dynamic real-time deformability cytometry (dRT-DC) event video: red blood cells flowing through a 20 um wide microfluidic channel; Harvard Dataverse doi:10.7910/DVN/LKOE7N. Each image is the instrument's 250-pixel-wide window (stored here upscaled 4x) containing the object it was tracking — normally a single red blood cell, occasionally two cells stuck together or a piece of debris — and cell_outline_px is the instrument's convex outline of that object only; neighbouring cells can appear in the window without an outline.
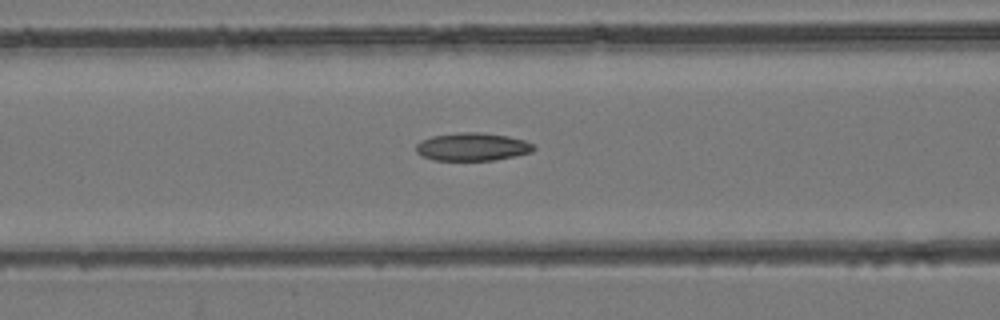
{"species": "common noctule bat (a hibernating species)", "species_latin": "Nyctalus noctula", "temperature_condition": "room temperature", "stored_images_in_passage": 40, "camera_frame_rate_fps": 3000, "um_per_image_px": 0.085, "animal": {"sex": "female", "body_mass_g": 24.6, "forearm_length_mm": 56.2}, "frame": {"image": 1, "passage_image": 13, "time_ms": 4.0, "image_size_px": [1000, 320], "cell_outline_px": [[532, 148], [524, 152], [508, 156], [488, 160], [440, 160], [428, 156], [420, 152], [420, 144], [428, 140], [440, 136], [500, 136], [520, 140], [528, 144]], "centroid_in_image_um": [40.15, 12.55], "position_along_channel_um": 126.4, "area_um2": 15.9}}
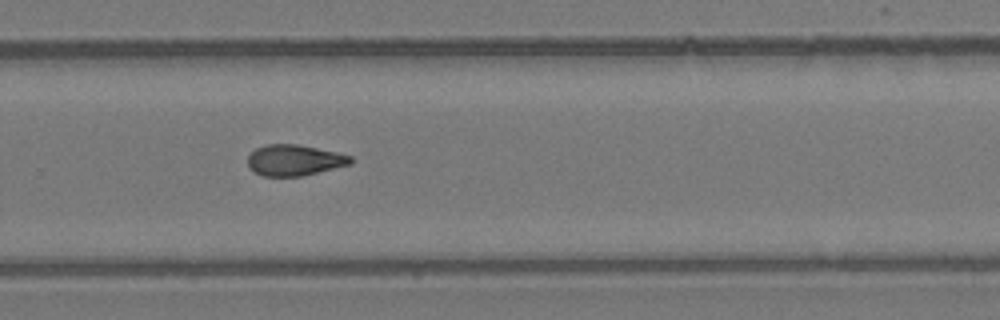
{"frame": {"image": 2, "passage_image": 25, "time_ms": 8.0, "image_size_px": [1000, 320], "cell_outline_px": [[352, 160], [344, 164], [312, 172], [292, 176], [272, 176], [256, 172], [248, 164], [248, 160], [252, 152], [260, 148], [276, 144], [284, 144], [312, 148], [348, 156]], "centroid_in_image_um": [24.91, 13.62], "position_along_channel_um": 304.9, "area_um2": 16.59}}
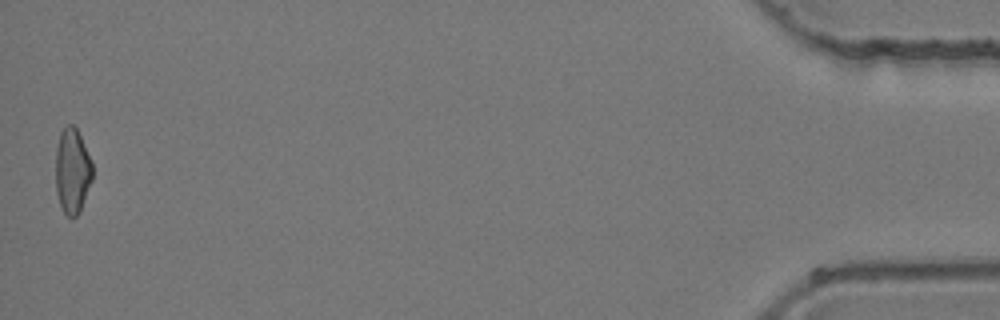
{"frame": {"image": 3, "passage_image": 40, "time_ms": 13.0, "image_size_px": [1000, 320], "cell_outline_px": [[92, 176], [80, 208], [72, 216], [64, 208], [60, 200], [56, 180], [56, 168], [60, 140], [64, 132], [72, 128], [76, 128], [92, 164]], "centroid_in_image_um": [6.18, 14.54], "position_along_channel_um": 429.0, "area_um2": 16.07}}